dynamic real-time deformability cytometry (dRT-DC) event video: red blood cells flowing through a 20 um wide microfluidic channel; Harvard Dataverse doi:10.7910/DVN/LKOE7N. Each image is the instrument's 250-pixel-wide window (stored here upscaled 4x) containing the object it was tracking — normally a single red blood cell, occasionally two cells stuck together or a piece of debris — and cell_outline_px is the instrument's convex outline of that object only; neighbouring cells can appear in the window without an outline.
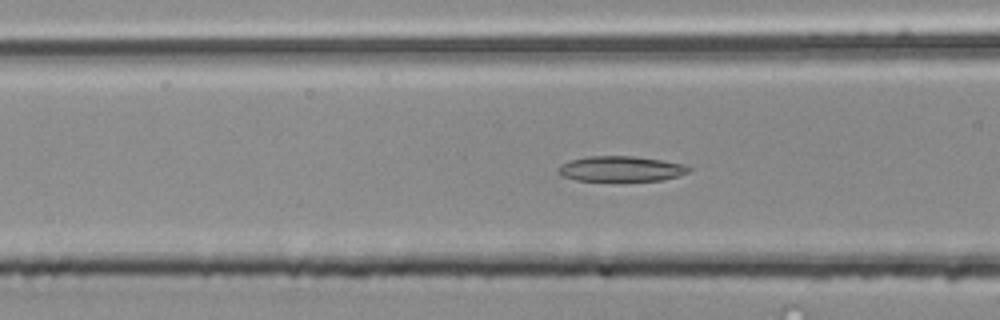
{"species": "common noctule bat (a hibernating species)", "species_latin": "Nyctalus noctula", "temperature_condition": "room temperature", "stored_images_in_passage": 37, "camera_frame_rate_fps": 3000, "um_per_image_px": 0.085, "animal": {"sex": "male", "body_mass_g": 20.4}, "frame": {"image": 1, "passage_image": 4, "time_ms": 1.0, "image_size_px": [1000, 320], "cell_outline_px": [[692, 168], [688, 172], [676, 176], [660, 180], [576, 180], [560, 176], [556, 172], [556, 168], [560, 164], [572, 160], [588, 156], [636, 156], [688, 164]], "centroid_in_image_um": [52.76, 14.33], "position_along_channel_um": 113.8, "area_um2": 19.31}}
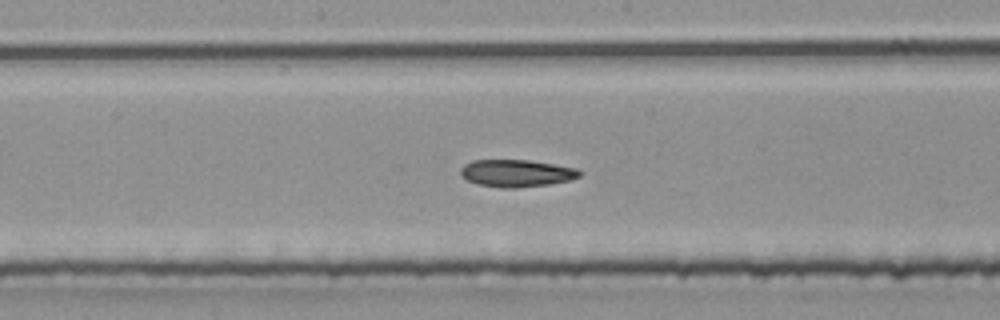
{"frame": {"image": 2, "passage_image": 11, "time_ms": 3.333, "image_size_px": [1000, 320], "cell_outline_px": [[584, 172], [580, 176], [568, 180], [548, 184], [516, 188], [500, 188], [480, 184], [468, 180], [460, 172], [460, 168], [464, 164], [472, 160], [528, 160], [576, 168]], "centroid_in_image_um": [43.9, 14.72], "position_along_channel_um": 204.3, "area_um2": 18.73}}
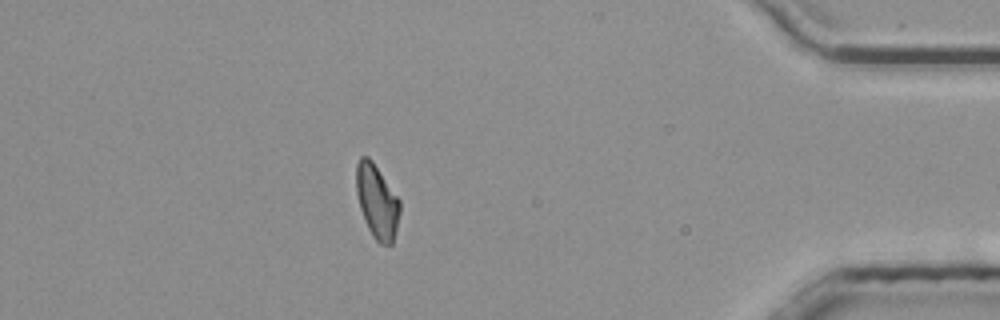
{"frame": {"image": 3, "passage_image": 30, "time_ms": 9.667, "image_size_px": [1000, 320], "cell_outline_px": [[400, 212], [392, 244], [380, 244], [372, 236], [368, 228], [360, 208], [356, 192], [356, 164], [360, 156], [368, 156], [372, 160], [400, 200]], "centroid_in_image_um": [32.03, 17.1], "position_along_channel_um": 403.2, "area_um2": 18.67}}